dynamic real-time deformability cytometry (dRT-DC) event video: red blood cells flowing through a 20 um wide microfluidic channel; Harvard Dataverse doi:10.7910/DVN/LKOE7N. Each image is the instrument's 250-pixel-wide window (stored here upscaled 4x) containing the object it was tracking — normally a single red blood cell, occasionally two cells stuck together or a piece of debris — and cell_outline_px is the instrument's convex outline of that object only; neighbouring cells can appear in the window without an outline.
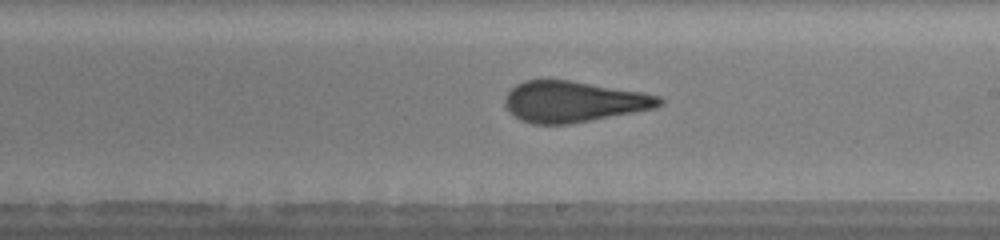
{"species": "human", "species_latin": "Homo sapiens", "temperature_condition": "warm", "stored_images_in_passage": 39, "camera_frame_rate_fps": 3000, "um_per_image_px": 0.085, "donor": {"sex": "male"}, "frame": {"image": 1, "passage_image": 22, "time_ms": 6.667, "image_size_px": [1000, 240], "cell_outline_px": [[664, 104], [656, 108], [568, 124], [532, 124], [520, 120], [504, 104], [504, 96], [516, 84], [524, 80], [572, 80], [644, 92], [660, 96], [664, 100]], "centroid_in_image_um": [48.78, 8.63], "position_along_channel_um": 240.2, "area_um2": 36.93}}